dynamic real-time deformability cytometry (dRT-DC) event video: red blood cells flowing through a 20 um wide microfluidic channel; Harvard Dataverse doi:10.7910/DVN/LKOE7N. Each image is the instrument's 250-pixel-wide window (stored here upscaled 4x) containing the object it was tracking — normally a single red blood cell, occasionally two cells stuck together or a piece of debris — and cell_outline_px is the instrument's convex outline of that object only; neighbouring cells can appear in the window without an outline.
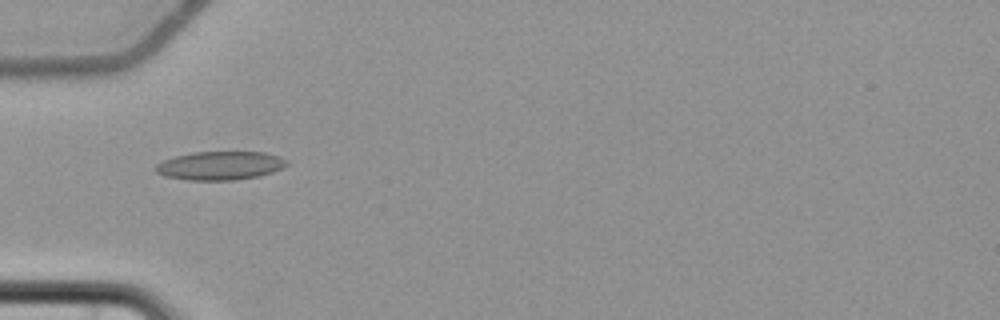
{"species": "common noctule bat (a hibernating species)", "species_latin": "Nyctalus noctula", "temperature_condition": "cold", "stored_images_in_passage": 9, "camera_frame_rate_fps": 3000, "um_per_image_px": 0.085, "animal": {"sex": "female", "body_mass_g": 22.7, "forearm_length_mm": 54.2}, "frame": {"image": 1, "passage_image": 6, "time_ms": 6.0, "image_size_px": [1000, 320], "cell_outline_px": [[288, 164], [284, 168], [260, 176], [232, 180], [188, 180], [164, 176], [156, 172], [152, 168], [156, 164], [164, 160], [176, 156], [192, 152], [264, 152], [280, 156], [288, 160]], "centroid_in_image_um": [18.72, 14.08], "position_along_channel_um": 66.3, "area_um2": 22.02}}
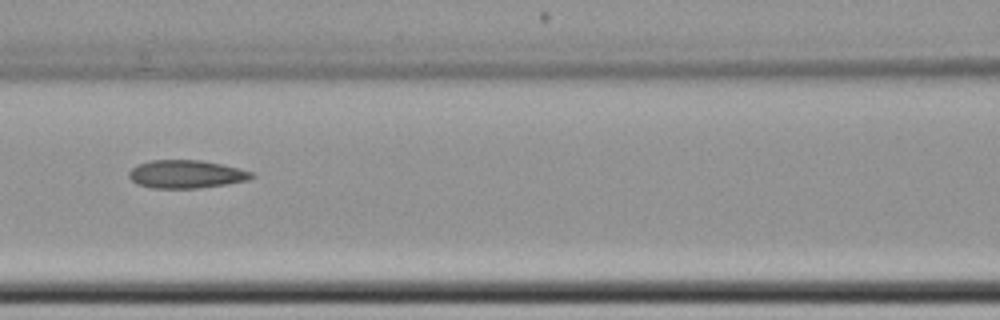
{"frame": {"image": 2, "passage_image": 8, "time_ms": 8.333, "image_size_px": [1000, 320], "cell_outline_px": [[256, 176], [248, 180], [200, 188], [152, 188], [136, 184], [128, 176], [128, 172], [136, 164], [152, 160], [200, 160], [220, 164], [252, 172]], "centroid_in_image_um": [15.77, 14.8], "position_along_channel_um": 150.8, "area_um2": 20.0}}
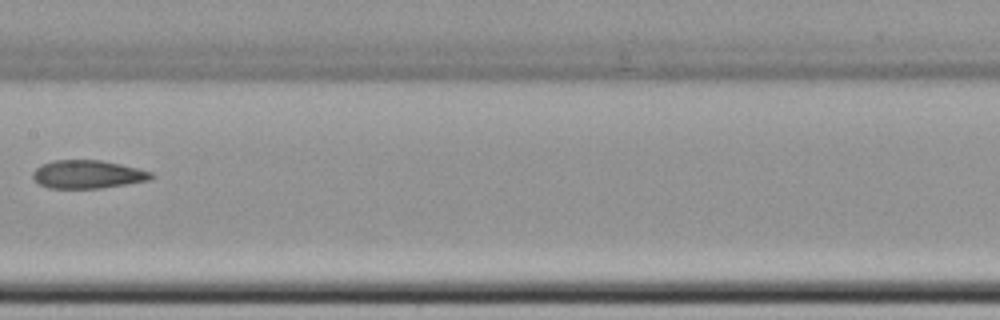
{"frame": {"image": 3, "passage_image": 9, "time_ms": 9.667, "image_size_px": [1000, 320], "cell_outline_px": [[156, 176], [148, 180], [100, 188], [48, 188], [40, 184], [32, 176], [32, 172], [40, 164], [52, 160], [100, 160], [120, 164], [152, 172]], "centroid_in_image_um": [7.42, 14.81], "position_along_channel_um": 200.0, "area_um2": 19.36}}